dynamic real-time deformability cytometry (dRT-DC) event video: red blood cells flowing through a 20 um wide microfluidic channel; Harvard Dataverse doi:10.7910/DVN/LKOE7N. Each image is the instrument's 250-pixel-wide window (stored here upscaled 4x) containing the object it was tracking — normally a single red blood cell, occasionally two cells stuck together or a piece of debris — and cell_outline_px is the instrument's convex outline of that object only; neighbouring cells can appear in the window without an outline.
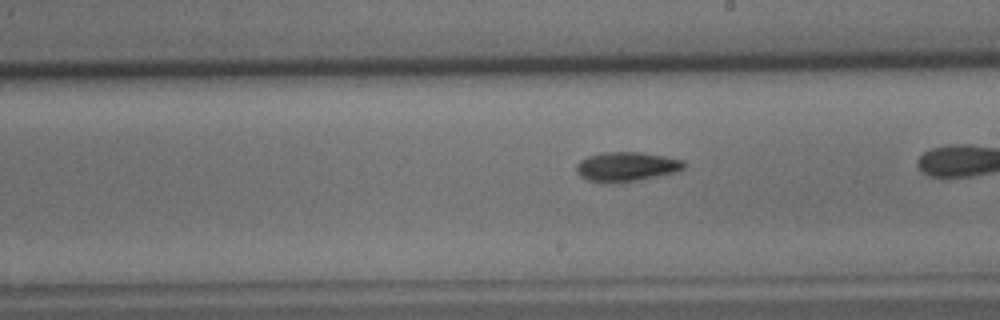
{"species": "common noctule bat (a hibernating species)", "species_latin": "Nyctalus noctula", "temperature_condition": "cold", "stored_images_in_passage": 28, "camera_frame_rate_fps": 3000, "um_per_image_px": 0.085, "animal": {"sex": "male", "body_mass_g": 15.6}, "frame": {"image": 1, "passage_image": 16, "time_ms": 5.0, "image_size_px": [1000, 320], "cell_outline_px": [[688, 164], [684, 168], [676, 172], [640, 180], [588, 180], [580, 176], [576, 172], [576, 164], [580, 160], [588, 156], [604, 152], [640, 152], [664, 156], [684, 160]], "centroid_in_image_um": [53.3, 14.12], "position_along_channel_um": 235.7, "area_um2": 17.98}}